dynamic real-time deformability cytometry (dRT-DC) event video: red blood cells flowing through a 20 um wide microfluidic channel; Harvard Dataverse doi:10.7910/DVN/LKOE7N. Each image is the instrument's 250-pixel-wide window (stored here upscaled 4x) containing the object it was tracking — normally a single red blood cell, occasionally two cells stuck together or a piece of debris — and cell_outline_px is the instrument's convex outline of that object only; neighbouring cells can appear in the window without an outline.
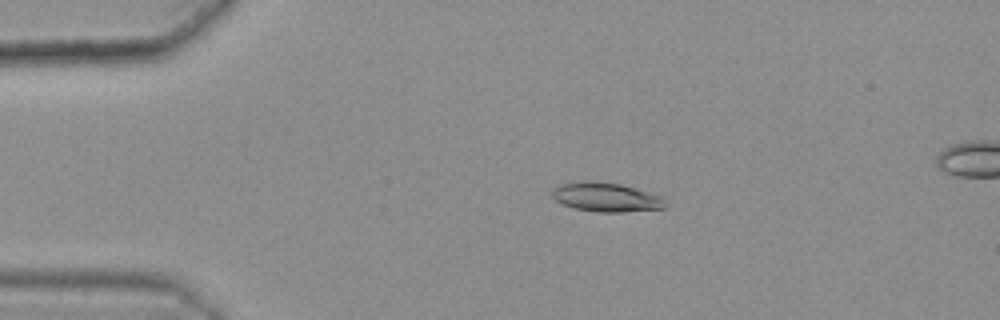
{"species": "common noctule bat (a hibernating species)", "species_latin": "Nyctalus noctula", "temperature_condition": "warm", "stored_images_in_passage": 48, "camera_frame_rate_fps": 3000, "um_per_image_px": 0.085, "animal": {"sex": "female", "body_mass_g": 25.1}, "frame": {"image": 1, "passage_image": 12, "time_ms": 3.667, "image_size_px": [1000, 320], "cell_outline_px": [[664, 208], [624, 212], [596, 212], [576, 208], [564, 204], [556, 200], [552, 196], [552, 188], [560, 184], [620, 184], [648, 192], [660, 196], [664, 200]], "centroid_in_image_um": [51.55, 16.81], "position_along_channel_um": 33.5, "area_um2": 18.09}}
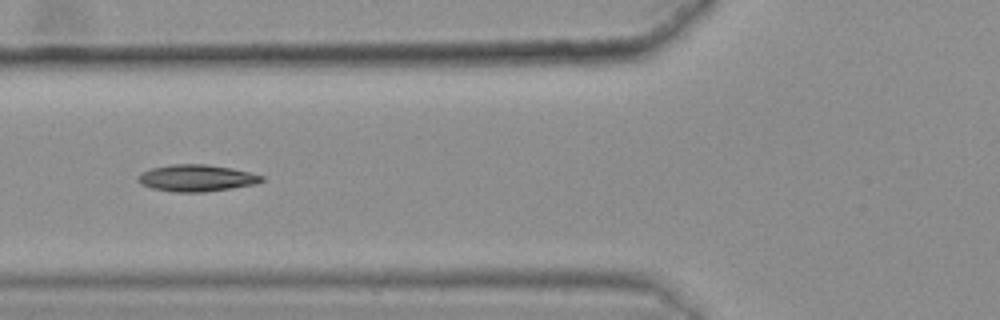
{"frame": {"image": 2, "passage_image": 22, "time_ms": 7.0, "image_size_px": [1000, 320], "cell_outline_px": [[264, 180], [256, 184], [204, 192], [172, 192], [152, 188], [140, 184], [136, 180], [136, 176], [152, 168], [172, 164], [208, 164], [232, 168], [264, 176]], "centroid_in_image_um": [16.68, 15.13], "position_along_channel_um": 109.1, "area_um2": 19.31}}
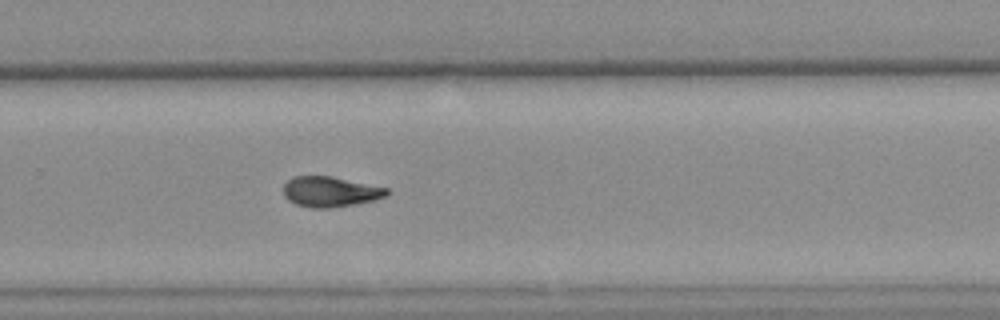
{"frame": {"image": 3, "passage_image": 38, "time_ms": 12.333, "image_size_px": [1000, 320], "cell_outline_px": [[388, 192], [384, 196], [376, 200], [332, 208], [308, 208], [296, 204], [288, 200], [284, 196], [284, 184], [292, 176], [332, 176], [388, 188]], "centroid_in_image_um": [28.04, 16.3], "position_along_channel_um": 301.8, "area_um2": 18.32}, "authors_computed_cell_mechanics": {"area_um2": 18.5538, "velocity_mm_per_s": 3.6133, "shape_relaxation_time_tau1_ms": 9.0188, "shape_relaxation_time_tau2_ms": 3.7818, "deformation_change_tau1": 0.2186, "deformation_change_tau2": 0.1047}}